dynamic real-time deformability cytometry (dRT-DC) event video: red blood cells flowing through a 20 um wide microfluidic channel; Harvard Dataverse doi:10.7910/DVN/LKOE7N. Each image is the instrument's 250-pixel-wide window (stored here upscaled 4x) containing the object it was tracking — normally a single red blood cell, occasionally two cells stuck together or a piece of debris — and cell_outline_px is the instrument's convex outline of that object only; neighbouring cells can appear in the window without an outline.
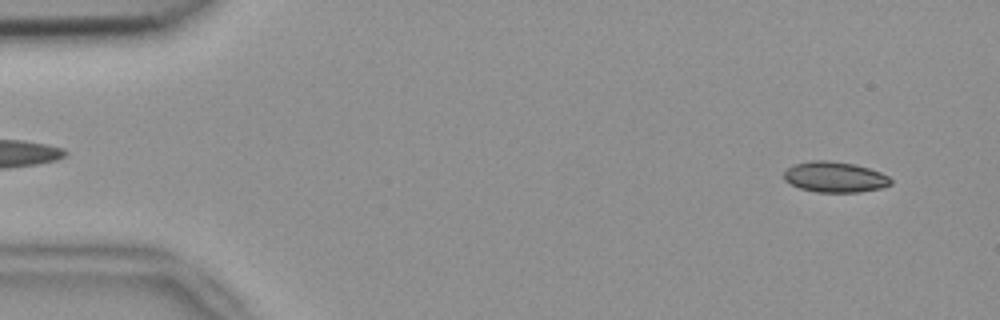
{"species": "common noctule bat (a hibernating species)", "species_latin": "Nyctalus noctula", "temperature_condition": "room temperature", "stored_images_in_passage": 53, "camera_frame_rate_fps": 3000, "um_per_image_px": 0.085, "animal": {"sex": "female", "body_mass_g": 18.4}, "frame": {"image": 1, "passage_image": 3, "time_ms": 0.667, "image_size_px": [1000, 320], "cell_outline_px": [[892, 184], [880, 188], [860, 192], [816, 192], [800, 188], [784, 180], [784, 172], [788, 168], [796, 164], [808, 160], [828, 160], [856, 164], [880, 172], [888, 176], [892, 180]], "centroid_in_image_um": [70.97, 15.04], "position_along_channel_um": 14.0, "area_um2": 19.07}}
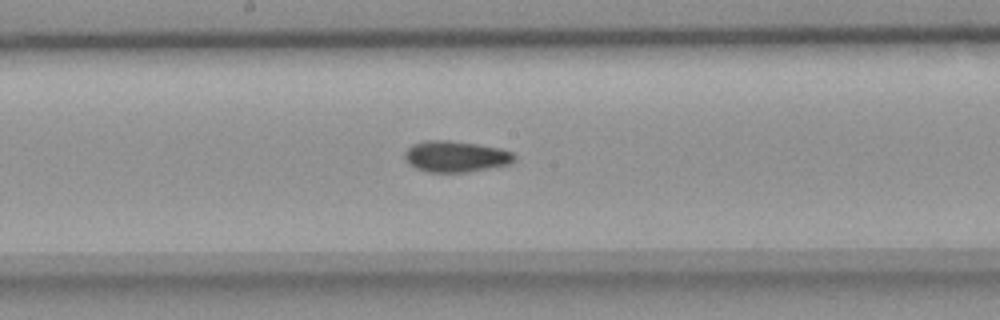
{"frame": {"image": 2, "passage_image": 27, "time_ms": 8.667, "image_size_px": [1000, 320], "cell_outline_px": [[516, 160], [512, 164], [468, 172], [428, 172], [416, 168], [408, 164], [404, 160], [404, 152], [412, 144], [424, 140], [448, 140], [476, 144], [500, 148], [512, 152], [516, 156]], "centroid_in_image_um": [38.73, 13.3], "position_along_channel_um": 209.5, "area_um2": 20.17}}
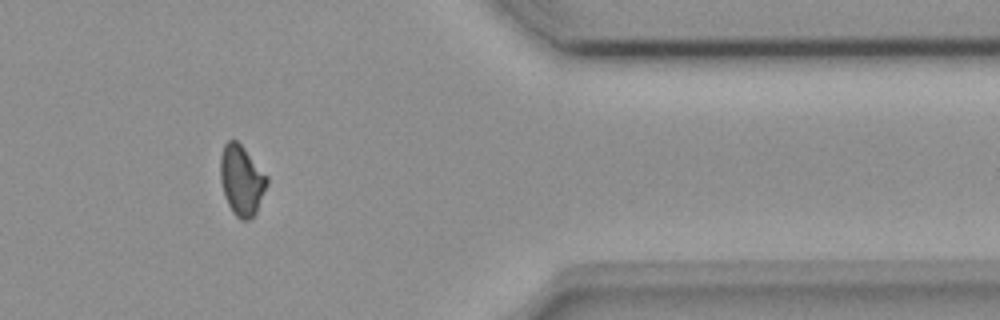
{"frame": {"image": 3, "passage_image": 43, "time_ms": 14.0, "image_size_px": [1000, 320], "cell_outline_px": [[268, 184], [256, 212], [248, 220], [240, 220], [232, 212], [228, 204], [220, 180], [220, 156], [224, 144], [228, 140], [236, 140], [244, 148], [268, 176]], "centroid_in_image_um": [20.54, 15.32], "position_along_channel_um": 390.9, "area_um2": 19.02}, "authors_computed_cell_mechanics": {"area_um2": 19.363, "velocity_mm_per_s": 3.8227, "shape_relaxation_time_tau1_ms": null, "shape_relaxation_time_tau2_ms": 10.276, "deformation_change_tau1": null, "deformation_change_tau2": 0.1149}}